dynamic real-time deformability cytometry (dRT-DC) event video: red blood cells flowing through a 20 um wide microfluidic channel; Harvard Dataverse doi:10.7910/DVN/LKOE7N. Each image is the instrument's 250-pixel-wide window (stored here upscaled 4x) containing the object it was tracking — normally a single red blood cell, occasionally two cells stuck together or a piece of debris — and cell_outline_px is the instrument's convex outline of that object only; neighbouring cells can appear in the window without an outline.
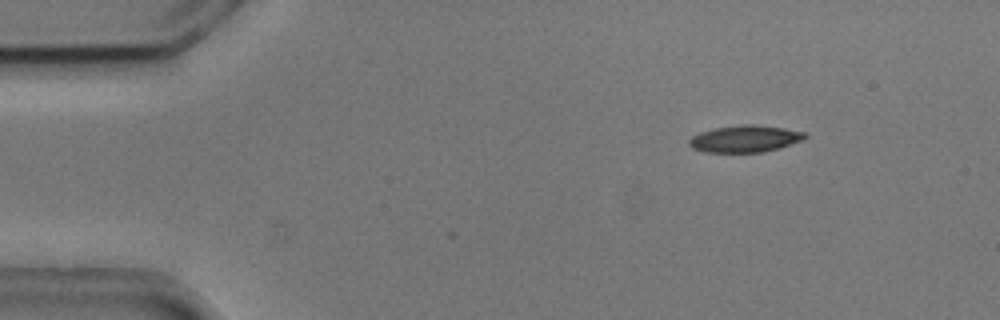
{"species": "common noctule bat (a hibernating species)", "species_latin": "Nyctalus noctula", "temperature_condition": "cold", "stored_images_in_passage": 5, "camera_frame_rate_fps": 3000, "um_per_image_px": 0.085, "animal": {"sex": "male", "body_mass_g": 20.5, "forearm_length_mm": 52.5}, "frame": {"image": 1, "passage_image": 2, "time_ms": 0.333, "image_size_px": [1000, 320], "cell_outline_px": [[808, 136], [800, 140], [764, 152], [704, 152], [692, 148], [688, 144], [688, 140], [692, 136], [700, 132], [716, 128], [744, 124], [752, 124], [784, 128], [808, 132]], "centroid_in_image_um": [63.29, 11.79], "position_along_channel_um": 21.7, "area_um2": 17.98}}